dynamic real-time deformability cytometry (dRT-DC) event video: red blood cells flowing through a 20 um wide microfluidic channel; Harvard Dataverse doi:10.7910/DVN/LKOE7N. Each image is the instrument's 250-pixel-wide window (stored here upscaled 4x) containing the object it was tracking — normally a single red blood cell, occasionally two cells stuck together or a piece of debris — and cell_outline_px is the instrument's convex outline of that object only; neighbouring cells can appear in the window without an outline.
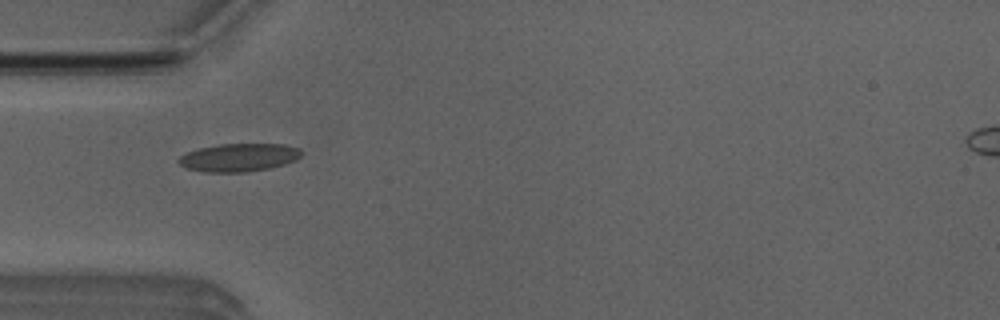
{"species": "Egyptian fruit bat (a non-hibernating species)", "species_latin": "Rousettus aegyptiacus", "temperature_condition": "room temperature", "stored_images_in_passage": 50, "camera_frame_rate_fps": 3000, "um_per_image_px": 0.085, "animal": {"sex": "male"}, "frame": {"image": 1, "passage_image": 13, "time_ms": 4.0, "image_size_px": [1000, 320], "cell_outline_px": [[300, 156], [296, 160], [284, 164], [268, 168], [244, 172], [204, 172], [184, 168], [176, 160], [180, 156], [188, 152], [200, 148], [220, 144], [284, 144], [300, 148]], "centroid_in_image_um": [20.28, 13.39], "position_along_channel_um": 64.7, "area_um2": 20.0}}
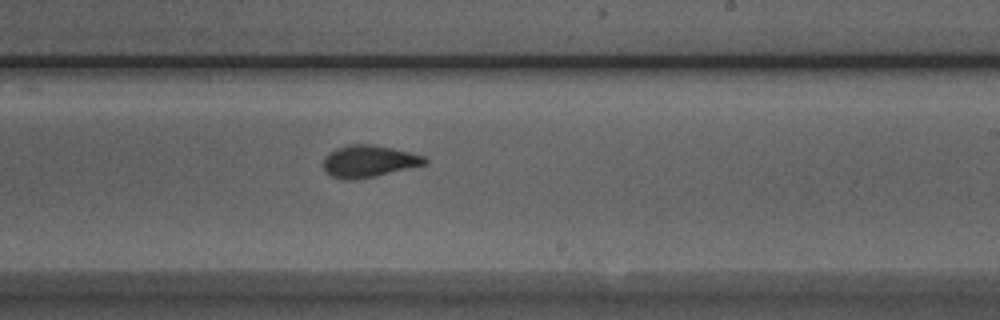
{"frame": {"image": 2, "passage_image": 28, "time_ms": 9.0, "image_size_px": [1000, 320], "cell_outline_px": [[428, 160], [424, 164], [376, 176], [352, 180], [348, 180], [332, 176], [324, 168], [324, 160], [328, 152], [336, 148], [348, 144], [372, 144], [392, 148], [424, 156]], "centroid_in_image_um": [31.32, 13.69], "position_along_channel_um": 257.7, "area_um2": 18.61}}
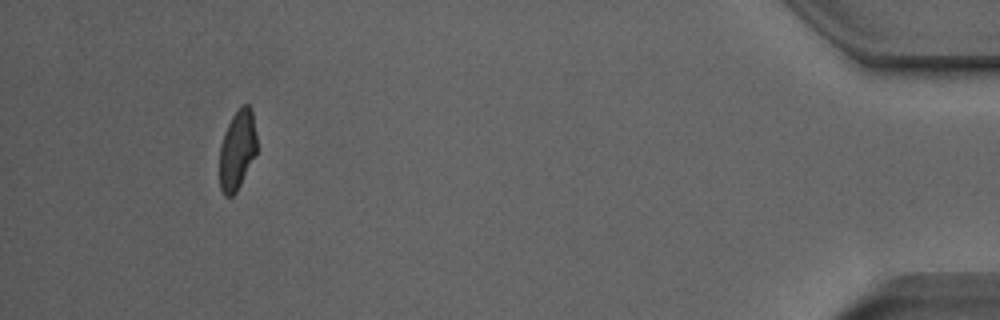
{"frame": {"image": 3, "passage_image": 46, "time_ms": 15.0, "image_size_px": [1000, 320], "cell_outline_px": [[256, 156], [236, 192], [232, 196], [224, 196], [220, 188], [220, 144], [224, 132], [232, 116], [244, 104], [248, 104], [252, 108], [256, 136]], "centroid_in_image_um": [20.17, 12.75], "position_along_channel_um": 415.0, "area_um2": 17.34}, "authors_computed_cell_mechanics": {"area_um2": 18.6694, "velocity_mm_per_s": 3.854, "shape_relaxation_time_tau1_ms": 6.2623, "shape_relaxation_time_tau2_ms": 1.158, "deformation_change_tau1": 0.1533, "deformation_change_tau2": 0.0638}}